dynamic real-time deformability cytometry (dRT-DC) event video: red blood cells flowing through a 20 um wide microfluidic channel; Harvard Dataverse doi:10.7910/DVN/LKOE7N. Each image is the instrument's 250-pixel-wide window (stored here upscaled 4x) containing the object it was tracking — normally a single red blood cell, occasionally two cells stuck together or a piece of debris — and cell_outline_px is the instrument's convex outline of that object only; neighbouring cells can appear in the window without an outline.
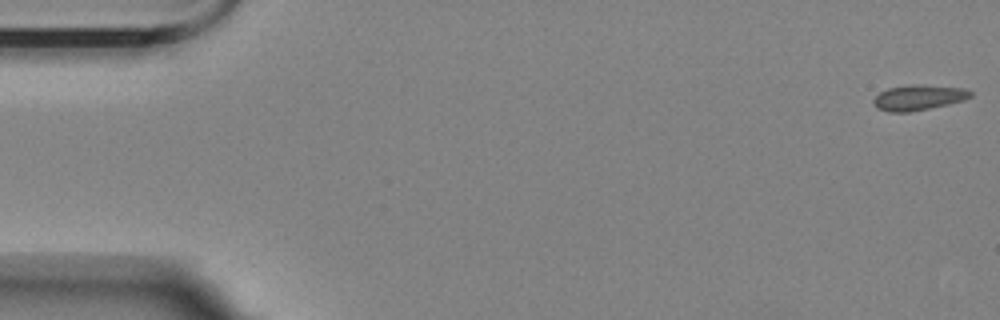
{"species": "Egyptian fruit bat (a non-hibernating species)", "species_latin": "Rousettus aegyptiacus", "temperature_condition": "room temperature", "stored_images_in_passage": 8, "camera_frame_rate_fps": 3000, "um_per_image_px": 0.085, "animal": {"sex": "female"}, "frame": {"image": 1, "passage_image": 1, "time_ms": 0.0, "image_size_px": [1000, 320], "cell_outline_px": [[972, 96], [964, 100], [948, 104], [908, 112], [888, 112], [876, 108], [872, 104], [872, 100], [880, 92], [888, 88], [908, 84], [920, 84], [964, 88], [972, 92]], "centroid_in_image_um": [78.04, 8.28], "position_along_channel_um": 7.0, "area_um2": 14.45}}
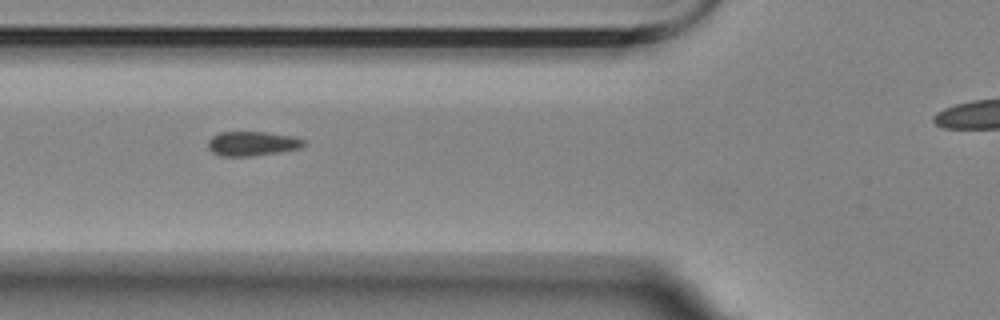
{"frame": {"image": 2, "passage_image": 7, "time_ms": 6.667, "image_size_px": [1000, 320], "cell_outline_px": [[308, 144], [300, 148], [280, 152], [252, 156], [220, 156], [212, 152], [208, 148], [208, 140], [212, 136], [220, 132], [264, 132], [296, 136], [304, 140]], "centroid_in_image_um": [21.47, 12.2], "position_along_channel_um": 104.3, "area_um2": 13.81}}
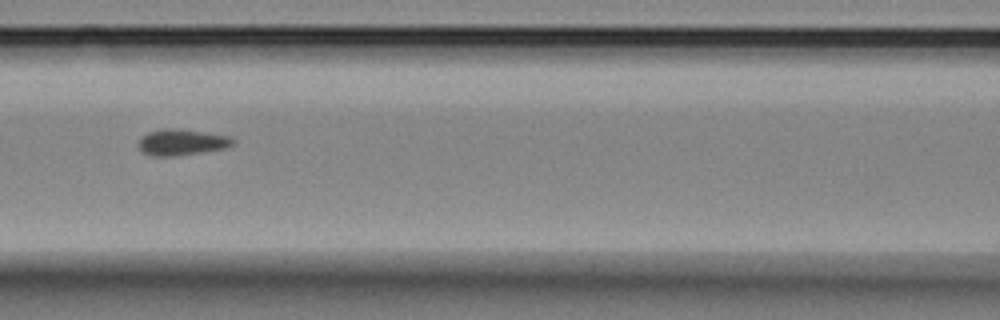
{"frame": {"image": 3, "passage_image": 8, "time_ms": 8.0, "image_size_px": [1000, 320], "cell_outline_px": [[236, 144], [228, 148], [172, 156], [152, 156], [144, 152], [136, 144], [140, 136], [148, 132], [160, 128], [176, 128], [232, 136], [236, 140]], "centroid_in_image_um": [15.47, 12.07], "position_along_channel_um": 151.1, "area_um2": 14.68}}